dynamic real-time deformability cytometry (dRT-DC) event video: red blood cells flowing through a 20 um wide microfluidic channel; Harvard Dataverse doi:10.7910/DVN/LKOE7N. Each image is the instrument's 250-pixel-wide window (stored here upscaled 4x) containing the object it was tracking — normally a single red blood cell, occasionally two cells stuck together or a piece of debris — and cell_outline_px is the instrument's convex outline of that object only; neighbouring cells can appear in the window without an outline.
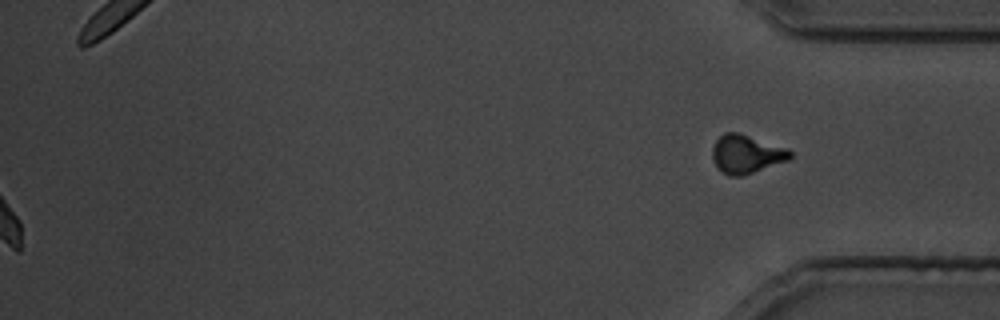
{"species": "common noctule bat (a hibernating species)", "species_latin": "Nyctalus noctula", "temperature_condition": "cold", "stored_images_in_passage": 32, "segment_of_instrument_passage": [2, 2], "camera_frame_rate_fps": 3000, "um_per_image_px": 0.085, "animal": {"sex": "male", "body_mass_g": 19.5, "forearm_length_mm": 54.6}, "frame": {"image": 1, "passage_image": 32, "time_ms": 38.0, "image_size_px": [1000, 320], "cell_outline_px": [[792, 156], [788, 160], [740, 176], [728, 176], [720, 172], [716, 168], [712, 160], [712, 148], [716, 140], [724, 132], [736, 132], [788, 148], [792, 152]], "centroid_in_image_um": [63.39, 13.1], "position_along_channel_um": 371.8, "area_um2": 17.4}}